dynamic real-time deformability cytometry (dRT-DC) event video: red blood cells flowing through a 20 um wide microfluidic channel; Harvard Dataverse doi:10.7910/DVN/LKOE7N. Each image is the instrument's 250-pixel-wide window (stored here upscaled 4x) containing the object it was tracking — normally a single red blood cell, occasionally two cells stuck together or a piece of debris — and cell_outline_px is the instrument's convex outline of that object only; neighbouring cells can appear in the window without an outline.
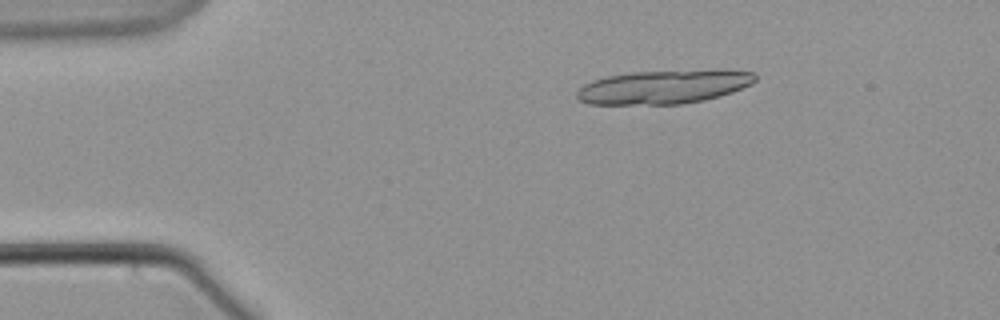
{"species": "common noctule bat (a hibernating species)", "species_latin": "Nyctalus noctula", "temperature_condition": "warm", "stored_images_in_passage": 15, "camera_frame_rate_fps": 3000, "um_per_image_px": 0.085, "animal": {"sex": "male", "body_mass_g": 21.5, "forearm_length_mm": 52.0}, "frame": {"image": 1, "passage_image": 3, "time_ms": 0.667, "image_size_px": [1000, 320], "cell_outline_px": [[756, 80], [752, 84], [732, 92], [720, 96], [704, 100], [680, 104], [588, 104], [580, 100], [576, 96], [576, 92], [584, 84], [592, 80], [608, 76], [632, 72], [756, 72]], "centroid_in_image_um": [56.32, 7.43], "position_along_channel_um": 28.7, "area_um2": 33.93}}